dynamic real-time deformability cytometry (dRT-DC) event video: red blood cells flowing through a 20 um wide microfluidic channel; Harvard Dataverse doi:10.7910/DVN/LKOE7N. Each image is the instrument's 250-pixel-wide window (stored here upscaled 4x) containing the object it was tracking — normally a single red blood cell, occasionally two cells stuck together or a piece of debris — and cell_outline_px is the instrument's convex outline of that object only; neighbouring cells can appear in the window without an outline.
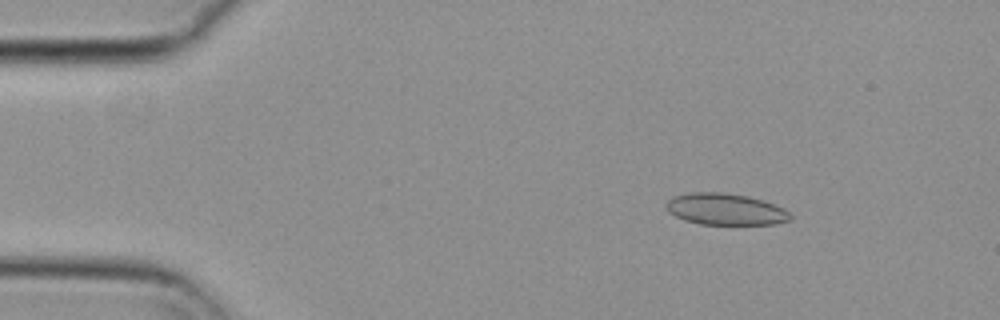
{"species": "common noctule bat (a hibernating species)", "species_latin": "Nyctalus noctula", "temperature_condition": "cold", "stored_images_in_passage": 55, "camera_frame_rate_fps": 3000, "um_per_image_px": 0.085, "animal": {"sex": "female", "body_mass_g": 29.2, "forearm_length_mm": 56.3}, "frame": {"image": 1, "passage_image": 7, "time_ms": 2.0, "image_size_px": [1000, 320], "cell_outline_px": [[792, 220], [776, 224], [700, 224], [684, 220], [668, 212], [664, 208], [664, 204], [668, 200], [676, 196], [692, 192], [720, 192], [748, 196], [764, 200], [784, 208], [792, 216]], "centroid_in_image_um": [61.67, 17.79], "position_along_channel_um": 23.3, "area_um2": 22.95}}
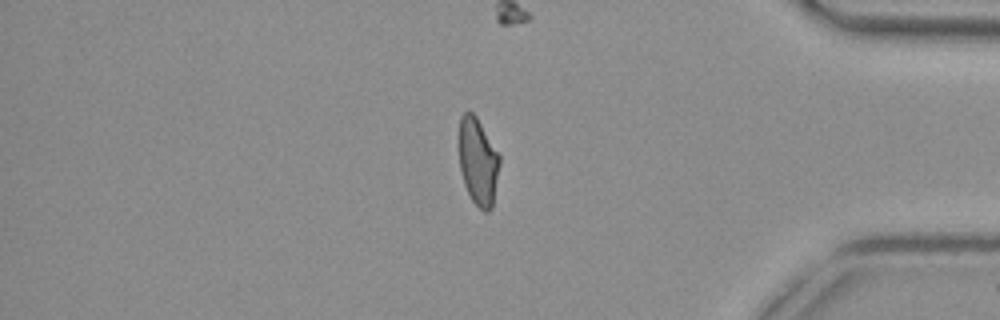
{"frame": {"image": 2, "passage_image": 46, "time_ms": 15.0, "image_size_px": [1000, 320], "cell_outline_px": [[500, 164], [492, 208], [488, 212], [484, 212], [472, 200], [464, 184], [460, 172], [460, 116], [464, 112], [472, 112], [476, 116], [500, 156]], "centroid_in_image_um": [40.64, 13.76], "position_along_channel_um": 394.6, "area_um2": 20.4}, "authors_computed_cell_mechanics": {"area_um2": 21.5594, "velocity_mm_per_s": 3.6707, "shape_relaxation_time_tau1_ms": null, "shape_relaxation_time_tau2_ms": 1.9521, "deformation_change_tau1": null, "deformation_change_tau2": 0.0605}}